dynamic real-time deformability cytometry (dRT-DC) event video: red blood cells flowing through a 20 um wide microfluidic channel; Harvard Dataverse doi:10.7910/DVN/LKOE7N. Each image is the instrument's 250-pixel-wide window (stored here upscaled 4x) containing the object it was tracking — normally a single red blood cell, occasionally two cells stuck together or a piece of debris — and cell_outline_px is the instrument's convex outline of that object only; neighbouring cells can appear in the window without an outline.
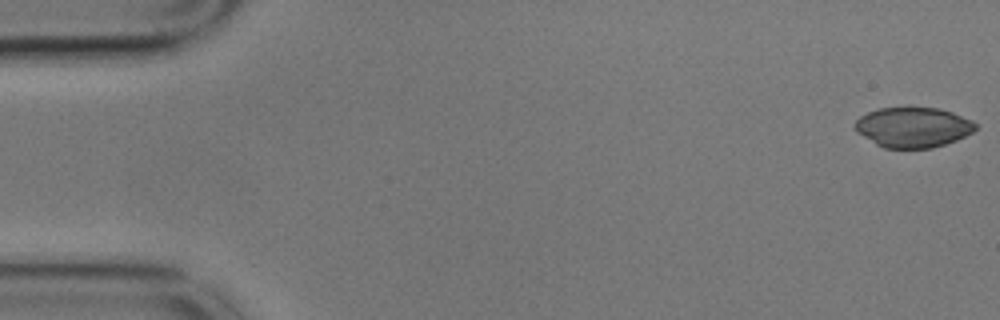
{"species": "common noctule bat (a hibernating species)", "species_latin": "Nyctalus noctula", "temperature_condition": "cold", "stored_images_in_passage": 56, "camera_frame_rate_fps": 3000, "um_per_image_px": 0.085, "animal": {"sex": "male", "body_mass_g": 17.9}, "frame": {"image": 1, "passage_image": 1, "time_ms": 0.0, "image_size_px": [1000, 320], "cell_outline_px": [[976, 128], [972, 132], [956, 140], [932, 148], [884, 148], [876, 144], [856, 132], [852, 128], [856, 120], [860, 116], [868, 112], [880, 108], [908, 104], [936, 108], [952, 112], [972, 120], [976, 124]], "centroid_in_image_um": [77.56, 10.77], "position_along_channel_um": 7.4, "area_um2": 28.9}}
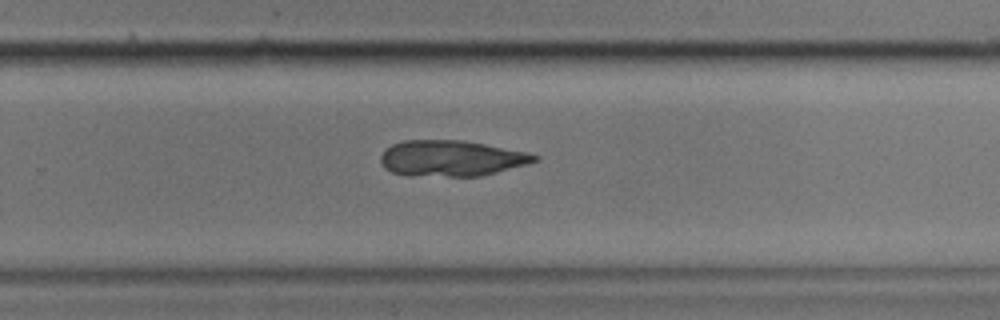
{"frame": {"image": 2, "passage_image": 36, "time_ms": 11.667, "image_size_px": [1000, 320], "cell_outline_px": [[540, 160], [528, 164], [480, 176], [448, 176], [392, 172], [384, 168], [380, 164], [380, 156], [384, 148], [392, 144], [404, 140], [460, 140], [484, 144], [528, 152], [540, 156]], "centroid_in_image_um": [38.38, 13.43], "position_along_channel_um": 291.4, "area_um2": 31.91}}